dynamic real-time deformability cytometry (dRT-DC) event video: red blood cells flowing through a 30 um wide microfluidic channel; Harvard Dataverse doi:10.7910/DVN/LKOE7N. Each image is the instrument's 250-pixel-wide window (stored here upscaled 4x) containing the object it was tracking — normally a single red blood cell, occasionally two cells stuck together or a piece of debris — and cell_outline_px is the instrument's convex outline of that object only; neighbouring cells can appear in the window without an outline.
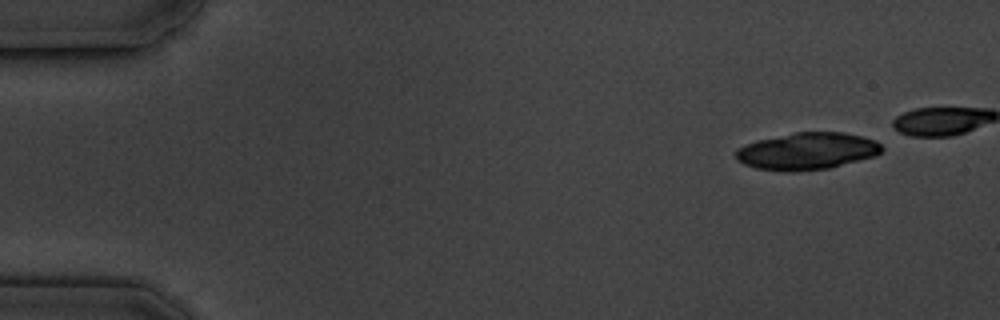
{"species": "common noctule bat (a hibernating species)", "species_latin": "Nyctalus noctula", "temperature_condition": "cold", "stored_images_in_passage": 16, "camera_frame_rate_fps": 3000, "um_per_image_px": 0.085, "animal": {"sex": "male", "body_mass_g": 19.5, "forearm_length_mm": 54.6}, "frame": {"image": 1, "passage_image": 1, "time_ms": 0.0, "image_size_px": [1000, 320], "cell_outline_px": [[884, 148], [876, 156], [828, 168], [792, 172], [784, 172], [756, 168], [744, 164], [736, 160], [736, 148], [744, 144], [756, 140], [796, 132], [844, 132], [864, 136], [876, 140]], "centroid_in_image_um": [68.6, 12.84], "position_along_channel_um": 16.4, "area_um2": 31.79}}
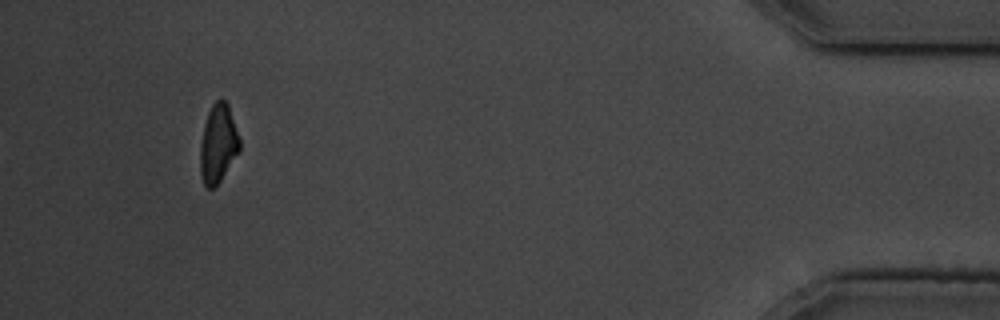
{"frame": {"image": 2, "passage_image": 16, "time_ms": 18.333, "image_size_px": [1000, 320], "cell_outline_px": [[240, 148], [220, 180], [212, 188], [208, 188], [204, 184], [200, 176], [200, 144], [204, 124], [208, 112], [212, 104], [216, 100], [224, 100], [228, 104], [240, 140]], "centroid_in_image_um": [18.51, 12.19], "position_along_channel_um": 416.7, "area_um2": 17.69}}